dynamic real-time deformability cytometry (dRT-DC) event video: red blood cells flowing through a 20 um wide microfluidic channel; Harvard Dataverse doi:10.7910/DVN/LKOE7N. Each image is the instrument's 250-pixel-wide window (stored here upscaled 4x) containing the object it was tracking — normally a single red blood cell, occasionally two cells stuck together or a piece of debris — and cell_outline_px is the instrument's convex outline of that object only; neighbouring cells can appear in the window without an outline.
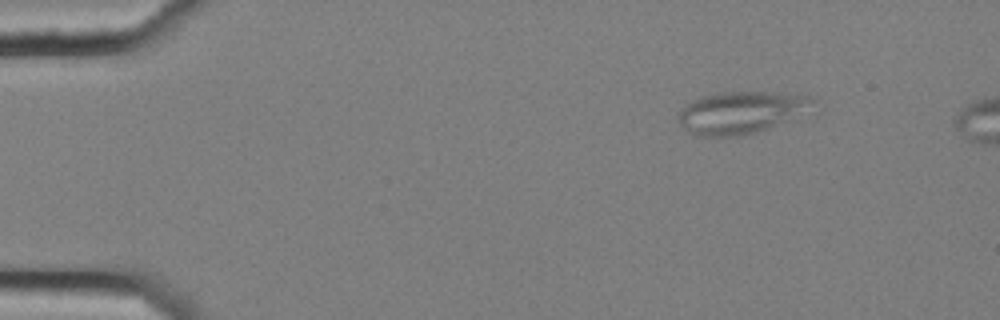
{"species": "common noctule bat (a hibernating species)", "species_latin": "Nyctalus noctula", "temperature_condition": "cold", "stored_images_in_passage": 5, "camera_frame_rate_fps": 3000, "um_per_image_px": 0.085, "animal": {"sex": "female", "body_mass_g": 25.1}, "frame": {"image": 1, "passage_image": 1, "time_ms": 0.0, "image_size_px": [1000, 320], "cell_outline_px": [[812, 100], [768, 128], [756, 132], [740, 136], [696, 136], [688, 132], [680, 124], [676, 116], [684, 104], [700, 96], [720, 92], [764, 92], [804, 96]], "centroid_in_image_um": [62.63, 9.57], "position_along_channel_um": 22.4, "area_um2": 31.27}}